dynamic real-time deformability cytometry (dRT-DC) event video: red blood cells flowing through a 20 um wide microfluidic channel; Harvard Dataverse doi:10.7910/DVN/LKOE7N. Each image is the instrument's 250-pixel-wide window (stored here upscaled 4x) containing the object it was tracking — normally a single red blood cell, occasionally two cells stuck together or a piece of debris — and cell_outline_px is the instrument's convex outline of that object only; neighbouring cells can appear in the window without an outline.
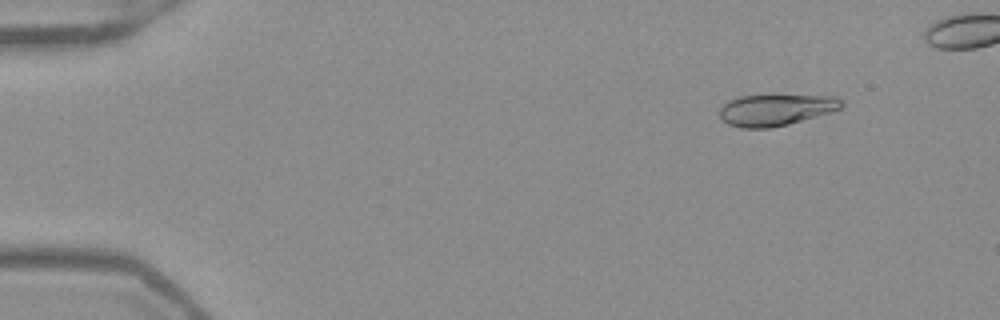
{"species": "Egyptian fruit bat (a non-hibernating species)", "species_latin": "Rousettus aegyptiacus", "temperature_condition": "warm", "stored_images_in_passage": 46, "camera_frame_rate_fps": 3000, "um_per_image_px": 0.085, "frame": {"image": 1, "passage_image": 3, "time_ms": 0.667, "image_size_px": [1000, 320], "cell_outline_px": [[844, 104], [840, 108], [832, 112], [788, 124], [768, 128], [740, 128], [728, 124], [720, 116], [720, 108], [728, 100], [740, 96], [772, 92], [836, 96]], "centroid_in_image_um": [65.97, 9.27], "position_along_channel_um": 19.0, "area_um2": 23.41}}
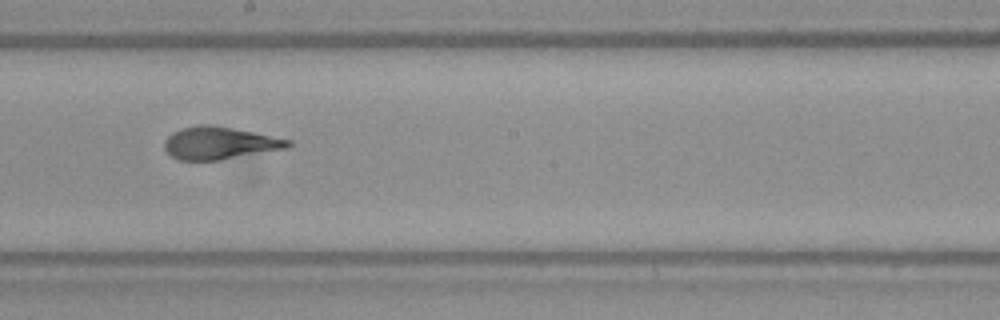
{"frame": {"image": 2, "passage_image": 27, "time_ms": 8.667, "image_size_px": [1000, 320], "cell_outline_px": [[292, 144], [288, 148], [220, 160], [180, 160], [172, 156], [164, 148], [164, 140], [172, 132], [180, 128], [200, 124], [212, 124], [292, 140]], "centroid_in_image_um": [18.65, 12.15], "position_along_channel_um": 229.6, "area_um2": 23.41}}
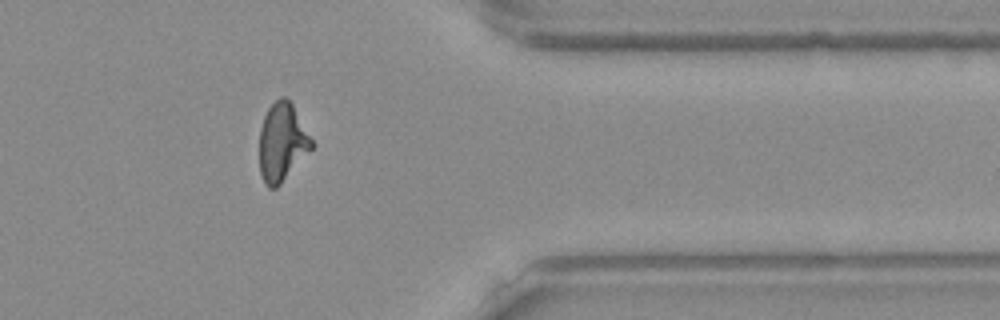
{"frame": {"image": 3, "passage_image": 40, "time_ms": 13.0, "image_size_px": [1000, 320], "cell_outline_px": [[316, 144], [280, 184], [276, 188], [268, 188], [264, 184], [260, 172], [260, 128], [264, 116], [268, 108], [280, 96], [284, 96], [292, 104]], "centroid_in_image_um": [23.99, 12.09], "position_along_channel_um": 387.4, "area_um2": 23.76}, "authors_computed_cell_mechanics": {"area_um2": 23.409, "velocity_mm_per_s": 3.948, "shape_relaxation_time_tau1_ms": 5.5251, "shape_relaxation_time_tau2_ms": 0.9859, "deformation_change_tau1": 0.2152, "deformation_change_tau2": 0.0667}}